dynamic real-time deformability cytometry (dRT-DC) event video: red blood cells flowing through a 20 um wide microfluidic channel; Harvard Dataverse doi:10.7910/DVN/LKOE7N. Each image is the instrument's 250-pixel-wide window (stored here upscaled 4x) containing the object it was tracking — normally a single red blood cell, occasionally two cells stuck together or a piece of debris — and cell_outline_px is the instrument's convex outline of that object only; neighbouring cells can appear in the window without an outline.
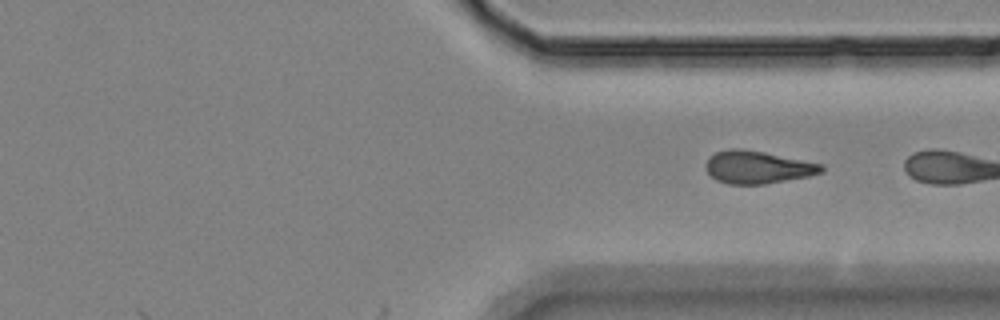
{"species": "Egyptian fruit bat (a non-hibernating species)", "species_latin": "Rousettus aegyptiacus", "temperature_condition": "room temperature", "stored_images_in_passage": 31, "camera_frame_rate_fps": 3000, "um_per_image_px": 0.085, "animal": {"sex": "female"}, "frame": {"image": 1, "passage_image": 31, "time_ms": 10.0, "image_size_px": [1000, 320], "cell_outline_px": [[824, 172], [808, 176], [764, 184], [728, 184], [716, 180], [704, 168], [704, 164], [708, 156], [716, 152], [732, 148], [744, 148], [824, 164]], "centroid_in_image_um": [64.37, 14.2], "position_along_channel_um": 347.0, "area_um2": 22.2}}